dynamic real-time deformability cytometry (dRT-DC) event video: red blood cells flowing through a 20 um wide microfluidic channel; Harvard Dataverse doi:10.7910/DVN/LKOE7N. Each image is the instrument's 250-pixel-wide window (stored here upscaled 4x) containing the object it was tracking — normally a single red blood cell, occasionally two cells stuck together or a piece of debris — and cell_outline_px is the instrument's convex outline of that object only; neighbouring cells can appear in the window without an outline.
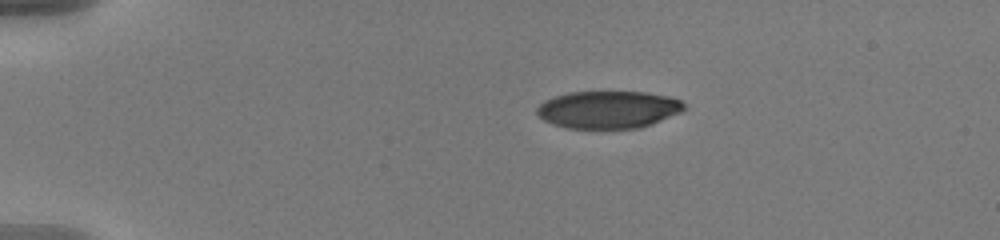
{"species": "human", "species_latin": "Homo sapiens", "temperature_condition": "warm", "stored_images_in_passage": 46, "camera_frame_rate_fps": 3000, "um_per_image_px": 0.085, "donor": {"sex": "male"}, "frame": {"image": 1, "passage_image": 1, "time_ms": 0.0, "image_size_px": [1000, 240], "cell_outline_px": [[688, 108], [680, 112], [652, 124], [640, 128], [568, 128], [552, 124], [544, 120], [536, 112], [536, 108], [544, 100], [552, 96], [568, 92], [644, 92], [668, 96], [680, 100]], "centroid_in_image_um": [51.69, 9.31], "position_along_channel_um": 33.3, "area_um2": 32.19}}
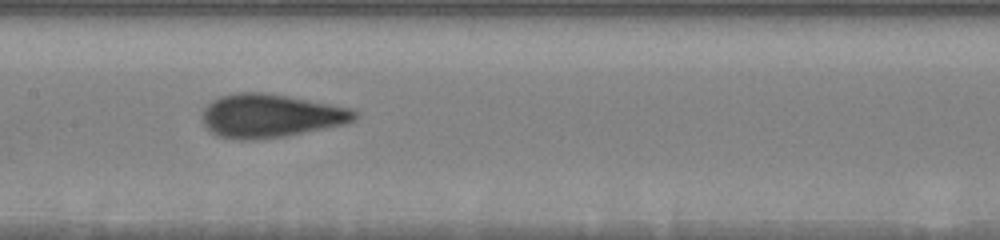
{"frame": {"image": 2, "passage_image": 19, "time_ms": 6.0, "image_size_px": [1000, 240], "cell_outline_px": [[360, 116], [356, 120], [344, 124], [284, 136], [256, 140], [240, 140], [216, 136], [208, 132], [200, 120], [200, 112], [212, 100], [220, 96], [236, 92], [264, 92], [352, 108], [360, 112]], "centroid_in_image_um": [22.94, 9.85], "position_along_channel_um": 184.5, "area_um2": 39.13}}
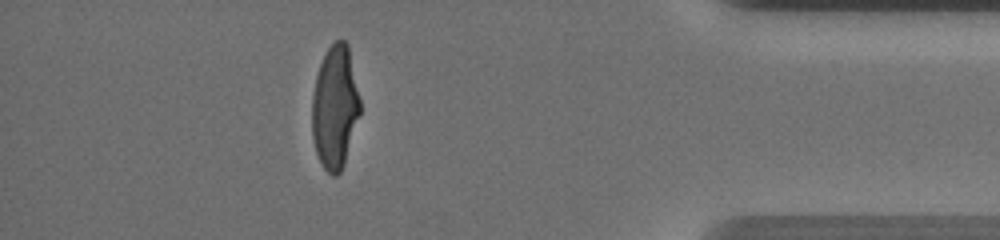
{"frame": {"image": 3, "passage_image": 40, "time_ms": 13.0, "image_size_px": [1000, 240], "cell_outline_px": [[360, 112], [344, 164], [340, 172], [336, 176], [332, 176], [324, 168], [316, 152], [312, 136], [312, 96], [316, 76], [320, 64], [328, 48], [336, 40], [344, 40], [348, 44], [360, 100]], "centroid_in_image_um": [28.46, 9.11], "position_along_channel_um": 406.7, "area_um2": 34.22}, "authors_computed_cell_mechanics": {"area_um2": 35.7493, "velocity_mm_per_s": 3.6537, "shape_relaxation_time_tau1_ms": 5.8288, "shape_relaxation_time_tau2_ms": null, "deformation_change_tau1": 0.2479, "deformation_change_tau2": null}}